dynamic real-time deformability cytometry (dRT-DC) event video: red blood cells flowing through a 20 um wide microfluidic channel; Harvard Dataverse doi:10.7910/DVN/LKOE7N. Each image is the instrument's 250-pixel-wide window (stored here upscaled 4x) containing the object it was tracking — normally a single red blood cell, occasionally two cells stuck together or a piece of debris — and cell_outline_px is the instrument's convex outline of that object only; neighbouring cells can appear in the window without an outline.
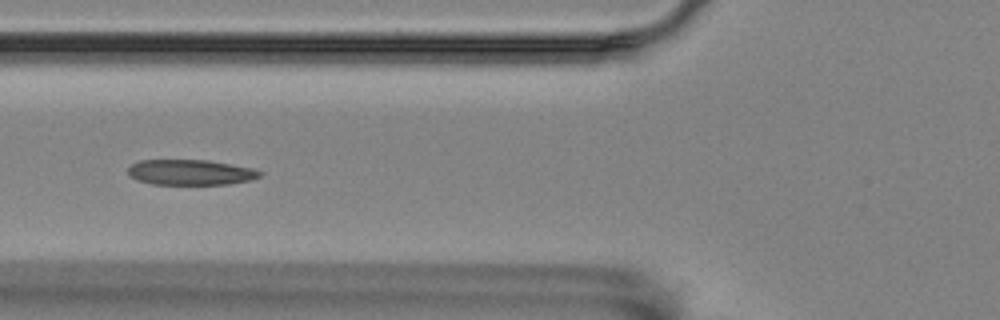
{"species": "Egyptian fruit bat (a non-hibernating species)", "species_latin": "Rousettus aegyptiacus", "temperature_condition": "room temperature", "stored_images_in_passage": 47, "camera_frame_rate_fps": 3000, "um_per_image_px": 0.085, "animal": {"sex": "female"}, "frame": {"image": 1, "passage_image": 12, "time_ms": 3.667, "image_size_px": [1000, 320], "cell_outline_px": [[264, 172], [260, 176], [252, 180], [228, 184], [152, 184], [136, 180], [128, 176], [128, 168], [132, 164], [140, 160], [208, 160], [232, 164], [252, 168]], "centroid_in_image_um": [16.19, 14.65], "position_along_channel_um": 109.6, "area_um2": 19.65}}
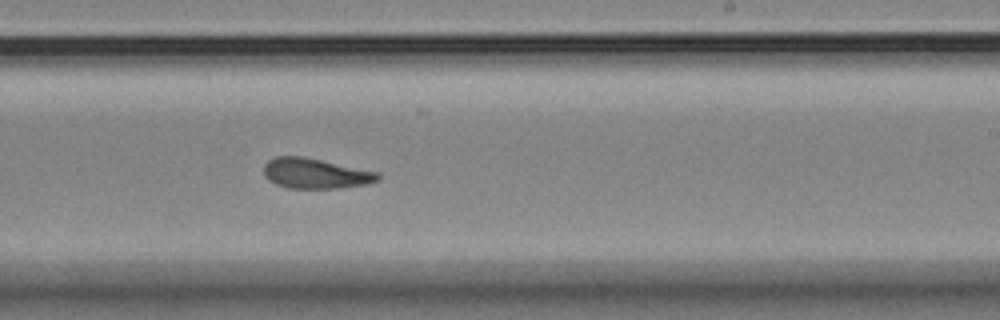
{"frame": {"image": 2, "passage_image": 25, "time_ms": 8.0, "image_size_px": [1000, 320], "cell_outline_px": [[380, 180], [368, 184], [340, 188], [288, 188], [276, 184], [268, 180], [264, 176], [264, 164], [268, 160], [276, 156], [304, 156], [380, 172]], "centroid_in_image_um": [26.83, 14.74], "position_along_channel_um": 262.2, "area_um2": 20.4}}
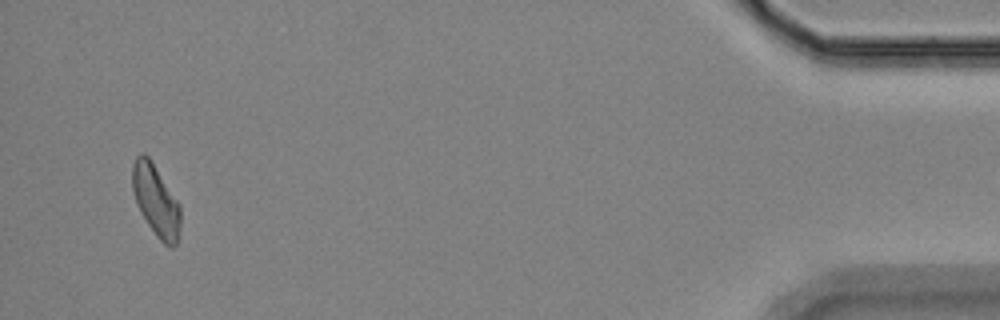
{"frame": {"image": 3, "passage_image": 45, "time_ms": 14.667, "image_size_px": [1000, 320], "cell_outline_px": [[180, 228], [176, 244], [172, 248], [164, 244], [156, 236], [148, 224], [136, 204], [132, 188], [132, 164], [136, 156], [140, 152], [144, 152], [148, 156], [180, 204]], "centroid_in_image_um": [13.24, 17.03], "position_along_channel_um": 422.0, "area_um2": 20.0}, "authors_computed_cell_mechanics": {"area_um2": 20.1722, "velocity_mm_per_s": 3.5196, "shape_relaxation_time_tau1_ms": null, "shape_relaxation_time_tau2_ms": 1.4898, "deformation_change_tau1": null, "deformation_change_tau2": 0.0855}}